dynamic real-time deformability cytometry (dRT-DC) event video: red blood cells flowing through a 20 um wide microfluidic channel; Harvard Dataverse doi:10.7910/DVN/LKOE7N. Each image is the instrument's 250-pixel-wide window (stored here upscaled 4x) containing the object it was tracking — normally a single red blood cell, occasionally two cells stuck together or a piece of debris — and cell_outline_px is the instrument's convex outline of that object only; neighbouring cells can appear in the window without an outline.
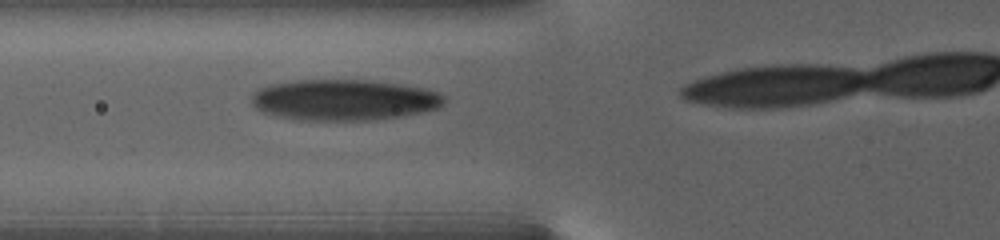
{"species": "human", "species_latin": "Homo sapiens", "temperature_condition": "warm", "stored_images_in_passage": 15, "camera_frame_rate_fps": 3000, "um_per_image_px": 0.085, "donor": {"sex": "female"}, "frame": {"image": 1, "passage_image": 12, "time_ms": 6.667, "image_size_px": [1000, 240], "cell_outline_px": [[444, 104], [440, 108], [400, 116], [372, 120], [300, 120], [280, 116], [264, 112], [256, 108], [252, 104], [252, 96], [256, 88], [272, 84], [292, 80], [368, 80], [396, 84], [420, 88], [436, 92], [444, 96]], "centroid_in_image_um": [29.2, 8.49], "position_along_channel_um": 96.6, "area_um2": 45.66}}
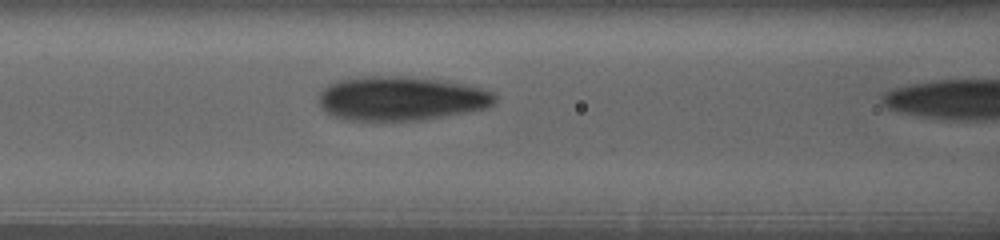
{"frame": {"image": 2, "passage_image": 14, "time_ms": 8.0, "image_size_px": [1000, 240], "cell_outline_px": [[496, 100], [488, 108], [420, 120], [344, 120], [332, 116], [324, 112], [320, 104], [320, 92], [328, 84], [336, 80], [360, 76], [408, 76], [440, 80], [464, 84], [484, 88], [496, 92]], "centroid_in_image_um": [34.08, 8.36], "position_along_channel_um": 132.5, "area_um2": 45.66}}